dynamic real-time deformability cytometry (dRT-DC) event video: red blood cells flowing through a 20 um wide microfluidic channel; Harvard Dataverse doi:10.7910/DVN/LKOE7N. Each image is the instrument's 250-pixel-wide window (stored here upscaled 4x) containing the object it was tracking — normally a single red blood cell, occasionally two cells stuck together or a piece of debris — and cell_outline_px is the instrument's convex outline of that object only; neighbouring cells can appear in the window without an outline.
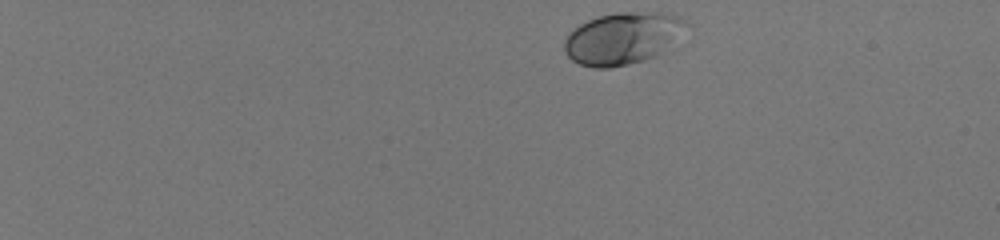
{"species": "human", "species_latin": "Homo sapiens", "temperature_condition": "room temperature", "stored_images_in_passage": 46, "camera_frame_rate_fps": 3000, "um_per_image_px": 0.085, "donor": {"sex": "male"}, "frame": {"image": 1, "passage_image": 1, "time_ms": 0.0, "image_size_px": [1000, 240], "cell_outline_px": [[692, 24], [656, 56], [644, 60], [628, 64], [608, 68], [592, 68], [580, 64], [572, 60], [564, 52], [564, 40], [568, 32], [580, 24], [588, 20], [600, 16], [616, 12], [664, 12], [680, 16], [688, 20]], "centroid_in_image_um": [52.93, 3.24], "position_along_channel_um": 32.1, "area_um2": 37.17}}
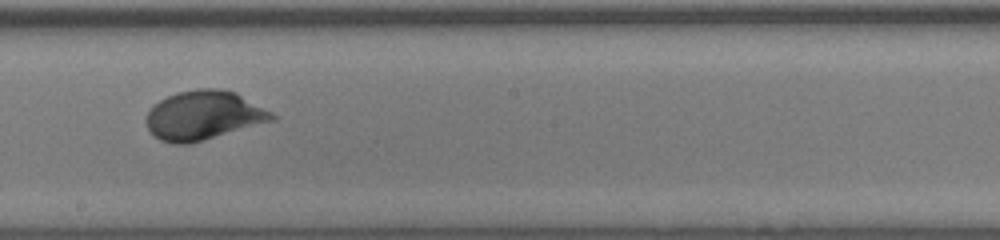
{"frame": {"image": 2, "passage_image": 27, "time_ms": 8.667, "image_size_px": [1000, 240], "cell_outline_px": [[276, 120], [204, 140], [188, 144], [172, 144], [160, 140], [148, 128], [144, 120], [152, 104], [176, 92], [196, 88], [220, 88], [236, 92], [272, 112], [276, 116]], "centroid_in_image_um": [17.3, 9.8], "position_along_channel_um": 230.9, "area_um2": 36.24}}
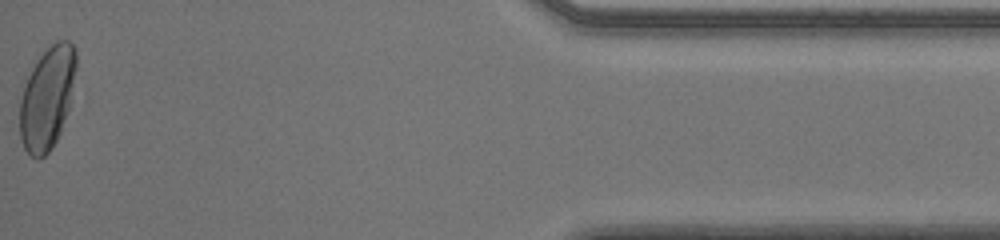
{"frame": {"image": 3, "passage_image": 46, "time_ms": 15.0, "image_size_px": [1000, 240], "cell_outline_px": [[76, 68], [68, 112], [60, 132], [52, 148], [40, 160], [36, 160], [24, 148], [20, 136], [20, 100], [28, 76], [36, 60], [44, 48], [56, 40], [68, 40], [72, 44], [76, 52]], "centroid_in_image_um": [4.01, 8.31], "position_along_channel_um": 431.2, "area_um2": 33.76}, "authors_computed_cell_mechanics": {"area_um2": 33.5818, "velocity_mm_per_s": 4.0147, "shape_relaxation_time_tau1_ms": 3.8379, "shape_relaxation_time_tau2_ms": null, "deformation_change_tau1": 0.183, "deformation_change_tau2": null}}